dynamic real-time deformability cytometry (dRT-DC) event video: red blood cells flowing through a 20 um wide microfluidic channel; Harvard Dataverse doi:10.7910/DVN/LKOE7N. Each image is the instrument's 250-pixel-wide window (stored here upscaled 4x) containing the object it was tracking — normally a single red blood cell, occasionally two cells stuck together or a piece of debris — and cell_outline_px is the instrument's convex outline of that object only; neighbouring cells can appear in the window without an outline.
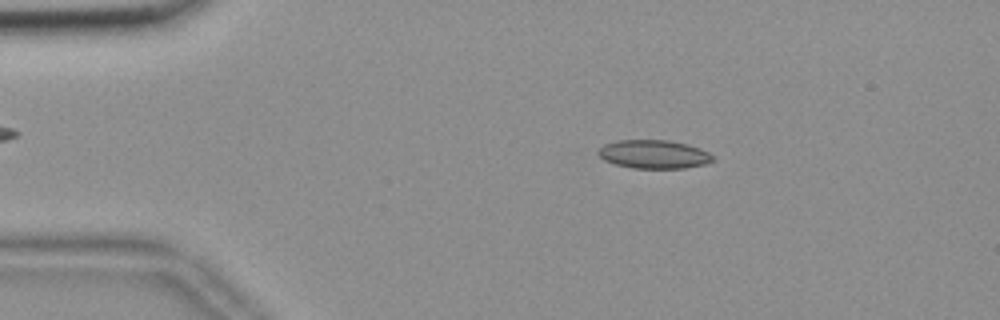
{"species": "common noctule bat (a hibernating species)", "species_latin": "Nyctalus noctula", "temperature_condition": "room temperature", "stored_images_in_passage": 54, "camera_frame_rate_fps": 3000, "um_per_image_px": 0.085, "animal": {"sex": "female", "body_mass_g": 18.4}, "frame": {"image": 1, "passage_image": 9, "time_ms": 2.667, "image_size_px": [1000, 320], "cell_outline_px": [[716, 160], [704, 164], [684, 168], [632, 168], [616, 164], [604, 160], [596, 152], [604, 144], [616, 140], [668, 140], [688, 144], [700, 148], [708, 152]], "centroid_in_image_um": [55.57, 13.1], "position_along_channel_um": 29.4, "area_um2": 19.07}}
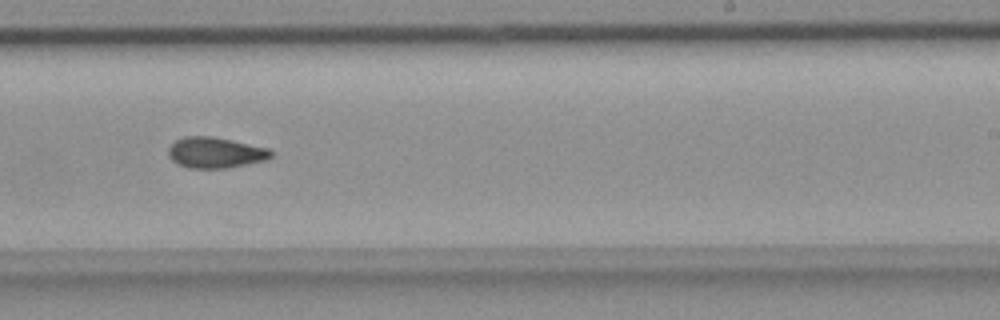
{"frame": {"image": 2, "passage_image": 33, "time_ms": 10.667, "image_size_px": [1000, 320], "cell_outline_px": [[272, 156], [268, 160], [224, 168], [192, 168], [176, 164], [168, 156], [168, 148], [176, 140], [184, 136], [212, 136], [272, 148]], "centroid_in_image_um": [18.33, 12.96], "position_along_channel_um": 270.7, "area_um2": 18.61}}
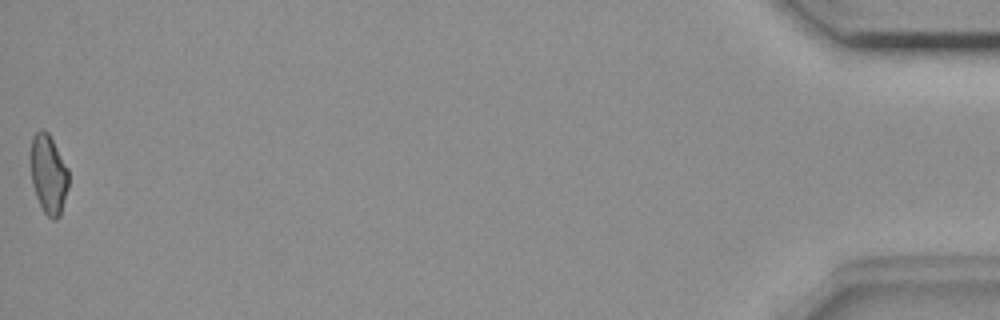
{"frame": {"image": 3, "passage_image": 54, "time_ms": 17.667, "image_size_px": [1000, 320], "cell_outline_px": [[68, 188], [60, 216], [56, 220], [52, 220], [44, 212], [36, 196], [32, 184], [28, 160], [28, 156], [32, 136], [40, 128], [48, 132], [68, 168]], "centroid_in_image_um": [4.08, 14.78], "position_along_channel_um": 431.1, "area_um2": 18.03}, "authors_computed_cell_mechanics": {"area_um2": 18.3804, "velocity_mm_per_s": 3.6892, "shape_relaxation_time_tau1_ms": null, "shape_relaxation_time_tau2_ms": 3.6478, "deformation_change_tau1": null, "deformation_change_tau2": 0.0911}}